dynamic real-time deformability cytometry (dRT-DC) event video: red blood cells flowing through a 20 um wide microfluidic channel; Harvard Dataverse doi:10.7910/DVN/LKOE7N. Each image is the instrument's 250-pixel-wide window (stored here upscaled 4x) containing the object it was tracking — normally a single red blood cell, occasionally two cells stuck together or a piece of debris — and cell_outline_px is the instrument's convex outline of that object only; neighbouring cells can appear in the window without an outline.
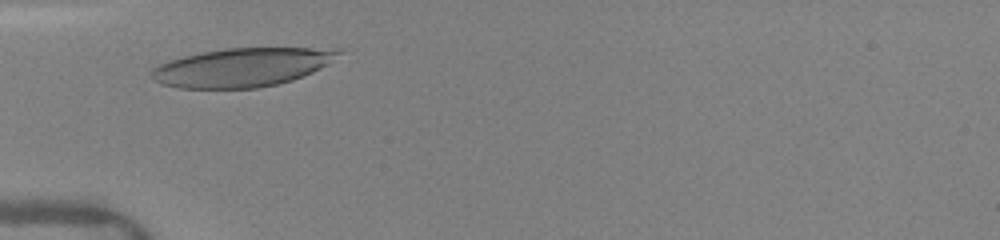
{"species": "human", "species_latin": "Homo sapiens", "temperature_condition": "warm", "stored_images_in_passage": 24, "camera_frame_rate_fps": 3000, "um_per_image_px": 0.085, "donor": {"sex": "female"}, "frame": {"image": 1, "passage_image": 4, "time_ms": 1.333, "image_size_px": [1000, 240], "cell_outline_px": [[344, 52], [328, 64], [312, 72], [292, 80], [276, 84], [256, 88], [180, 88], [164, 84], [152, 80], [148, 72], [152, 68], [160, 64], [184, 56], [200, 52], [224, 48], [344, 48]], "centroid_in_image_um": [20.59, 5.71], "position_along_channel_um": 64.4, "area_um2": 42.25}}
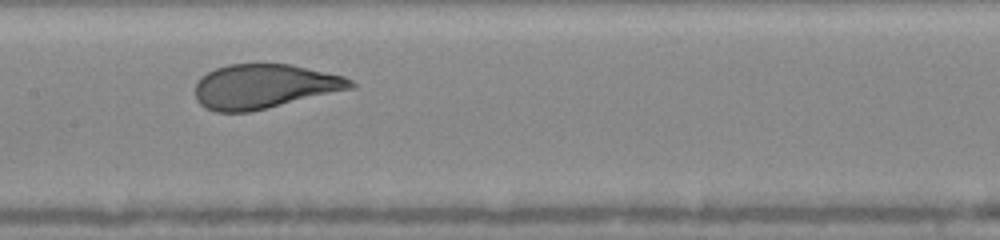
{"frame": {"image": 2, "passage_image": 11, "time_ms": 4.333, "image_size_px": [1000, 240], "cell_outline_px": [[356, 88], [248, 112], [216, 112], [204, 108], [196, 100], [196, 80], [200, 76], [216, 68], [228, 64], [288, 64], [344, 76], [352, 80], [356, 84]], "centroid_in_image_um": [22.45, 7.35], "position_along_channel_um": 185.0, "area_um2": 40.23}}
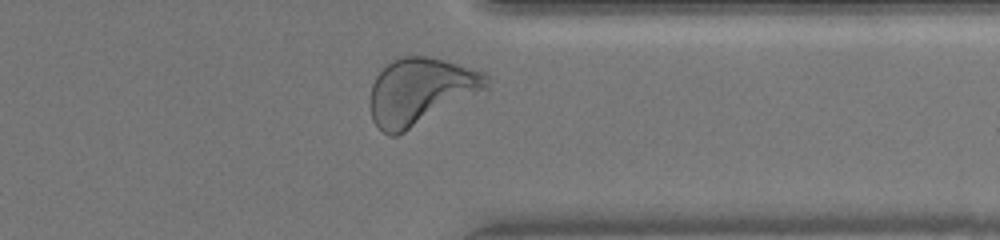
{"frame": {"image": 3, "passage_image": 23, "time_ms": 9.0, "image_size_px": [1000, 240], "cell_outline_px": [[488, 96], [396, 136], [388, 136], [372, 120], [368, 104], [372, 84], [376, 76], [392, 60], [400, 56], [424, 56], [444, 60], [484, 72], [488, 76]], "centroid_in_image_um": [35.87, 7.83], "position_along_channel_um": 375.5, "area_um2": 47.45}, "authors_computed_cell_mechanics": {"area_um2": 41.038, "velocity_mm_per_s": 4.1117, "shape_relaxation_time_tau1_ms": 2.5369, "shape_relaxation_time_tau2_ms": null, "deformation_change_tau1": 0.1378, "deformation_change_tau2": null}}